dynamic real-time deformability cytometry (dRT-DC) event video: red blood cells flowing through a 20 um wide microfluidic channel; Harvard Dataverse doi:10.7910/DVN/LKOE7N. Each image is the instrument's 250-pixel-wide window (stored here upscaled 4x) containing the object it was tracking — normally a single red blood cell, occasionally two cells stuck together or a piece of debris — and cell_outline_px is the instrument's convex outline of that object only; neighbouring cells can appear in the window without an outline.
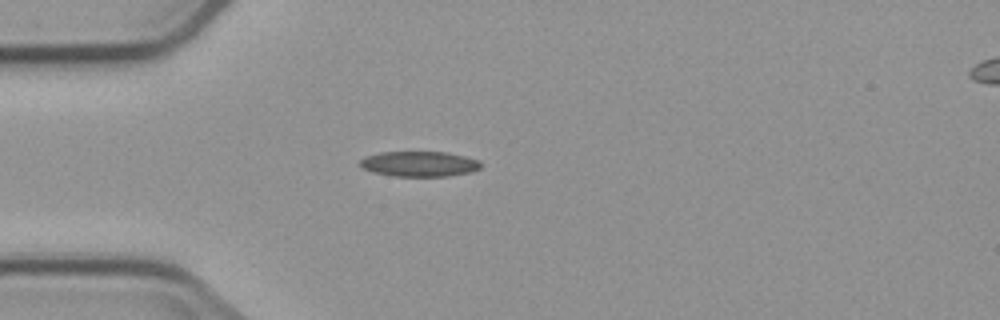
{"species": "common noctule bat (a hibernating species)", "species_latin": "Nyctalus noctula", "temperature_condition": "cold", "stored_images_in_passage": 4, "camera_frame_rate_fps": 3000, "um_per_image_px": 0.085, "animal": {"sex": "male", "body_mass_g": 23.1, "forearm_length_mm": 52.7}, "frame": {"image": 1, "passage_image": 4, "time_ms": 4.333, "image_size_px": [1000, 320], "cell_outline_px": [[480, 168], [472, 172], [448, 176], [392, 176], [372, 172], [364, 168], [360, 164], [360, 160], [364, 156], [380, 152], [448, 152], [480, 160]], "centroid_in_image_um": [35.64, 13.93], "position_along_channel_um": 49.4, "area_um2": 17.86}}